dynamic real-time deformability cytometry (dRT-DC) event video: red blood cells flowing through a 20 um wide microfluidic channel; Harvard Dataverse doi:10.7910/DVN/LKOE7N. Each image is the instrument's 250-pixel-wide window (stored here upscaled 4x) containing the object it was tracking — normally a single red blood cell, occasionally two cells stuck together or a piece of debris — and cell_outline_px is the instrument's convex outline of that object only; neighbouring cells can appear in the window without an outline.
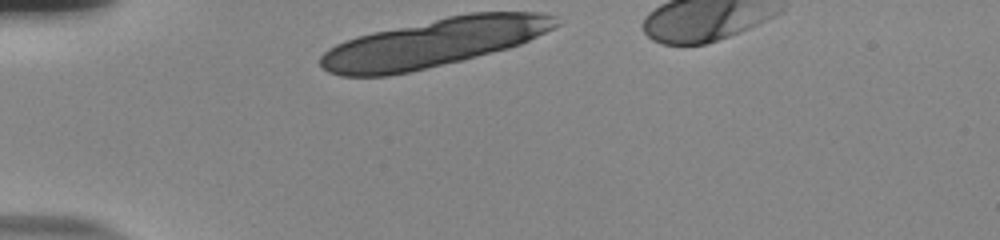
{"species": "human", "species_latin": "Homo sapiens", "temperature_condition": "room temperature", "stored_images_in_passage": 7, "camera_frame_rate_fps": 3000, "um_per_image_px": 0.085, "donor": {"sex": "male"}, "frame": {"image": 1, "passage_image": 1, "time_ms": 0.0, "image_size_px": [1000, 240], "cell_outline_px": [[560, 24], [520, 44], [508, 48], [460, 60], [408, 72], [388, 76], [340, 76], [328, 72], [320, 64], [320, 56], [328, 48], [344, 40], [356, 36], [372, 32], [448, 16], [468, 12], [540, 12], [556, 16]], "centroid_in_image_um": [36.83, 3.63], "position_along_channel_um": 48.2, "area_um2": 65.78}}